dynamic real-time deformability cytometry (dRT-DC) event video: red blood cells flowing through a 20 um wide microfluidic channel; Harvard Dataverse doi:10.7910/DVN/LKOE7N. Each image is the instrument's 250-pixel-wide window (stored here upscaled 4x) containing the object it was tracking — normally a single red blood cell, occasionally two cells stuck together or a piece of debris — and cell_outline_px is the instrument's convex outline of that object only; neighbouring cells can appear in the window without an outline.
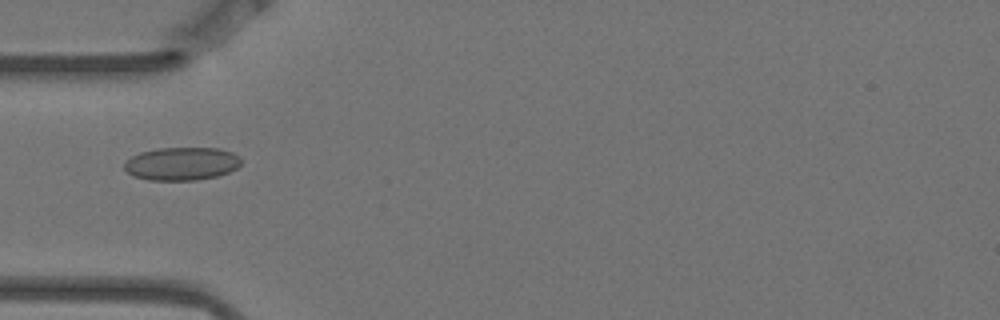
{"species": "Egyptian fruit bat (a non-hibernating species)", "species_latin": "Rousettus aegyptiacus", "temperature_condition": "warm", "stored_images_in_passage": 15, "camera_frame_rate_fps": 3000, "um_per_image_px": 0.085, "animal": {"sex": "female"}, "frame": {"image": 1, "passage_image": 5, "time_ms": 1.333, "image_size_px": [1000, 320], "cell_outline_px": [[240, 164], [236, 168], [228, 172], [216, 176], [196, 180], [148, 180], [132, 176], [124, 168], [124, 164], [132, 156], [140, 152], [160, 148], [220, 148], [232, 152], [240, 156]], "centroid_in_image_um": [15.44, 13.91], "position_along_channel_um": 69.6, "area_um2": 22.48}}
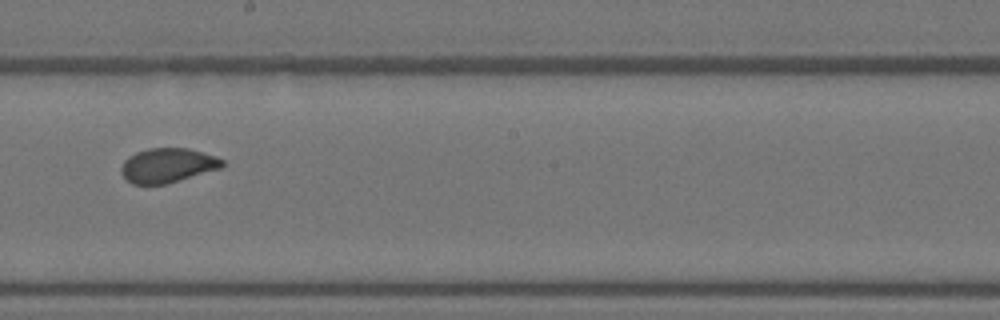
{"frame": {"image": 2, "passage_image": 9, "time_ms": 2.667, "image_size_px": [1000, 320], "cell_outline_px": [[224, 164], [220, 168], [164, 184], [132, 184], [120, 172], [120, 168], [124, 160], [128, 156], [136, 152], [148, 148], [188, 148], [216, 156], [224, 160]], "centroid_in_image_um": [14.21, 14.04], "position_along_channel_um": 234.0, "area_um2": 20.11}}
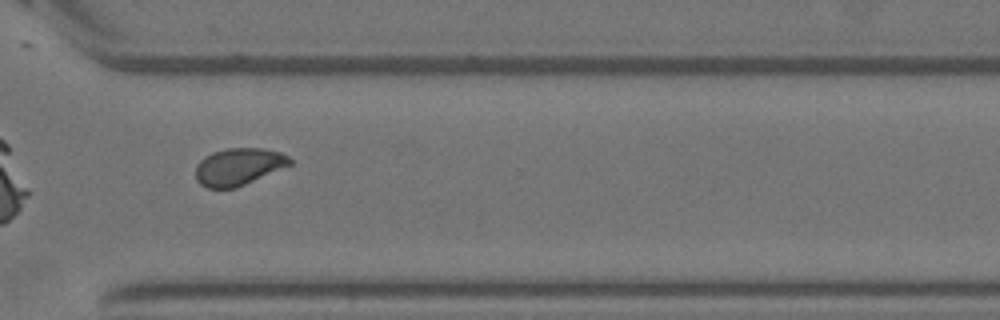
{"frame": {"image": 3, "passage_image": 12, "time_ms": 3.667, "image_size_px": [1000, 320], "cell_outline_px": [[292, 164], [236, 188], [208, 188], [200, 184], [196, 180], [196, 164], [204, 156], [212, 152], [228, 148], [264, 148], [280, 152], [288, 156], [292, 160]], "centroid_in_image_um": [20.26, 14.16], "position_along_channel_um": 350.3, "area_um2": 20.46}}